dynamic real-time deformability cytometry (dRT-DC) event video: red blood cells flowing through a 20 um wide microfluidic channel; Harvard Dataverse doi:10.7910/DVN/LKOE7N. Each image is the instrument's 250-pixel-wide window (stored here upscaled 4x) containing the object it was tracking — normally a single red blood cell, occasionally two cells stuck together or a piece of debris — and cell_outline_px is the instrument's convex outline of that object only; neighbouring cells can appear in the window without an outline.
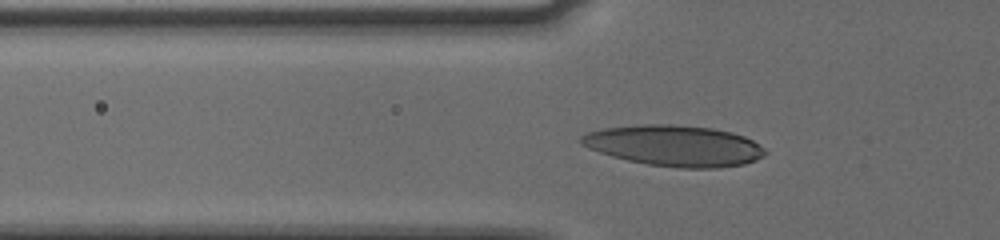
{"species": "human", "species_latin": "Homo sapiens", "temperature_condition": "cold", "stored_images_in_passage": 48, "camera_frame_rate_fps": 3000, "um_per_image_px": 0.085, "donor": {"sex": "male"}, "frame": {"image": 1, "passage_image": 18, "time_ms": 5.667, "image_size_px": [1000, 240], "cell_outline_px": [[768, 152], [764, 156], [756, 160], [744, 164], [716, 168], [680, 168], [648, 164], [628, 160], [612, 156], [588, 148], [580, 144], [580, 136], [588, 132], [604, 128], [640, 124], [676, 124], [712, 128], [732, 132], [744, 136], [760, 144]], "centroid_in_image_um": [57.34, 12.38], "position_along_channel_um": 68.5, "area_um2": 44.04}}
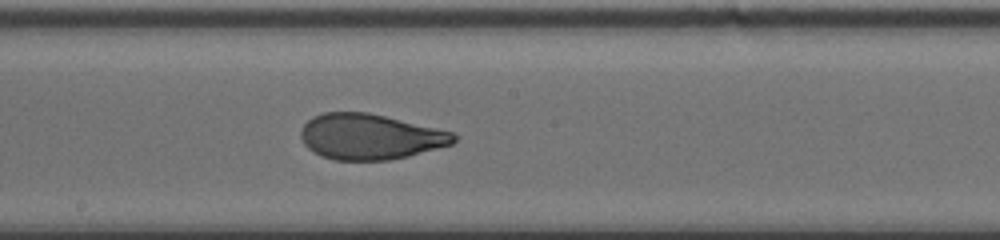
{"frame": {"image": 2, "passage_image": 30, "time_ms": 9.667, "image_size_px": [1000, 240], "cell_outline_px": [[456, 140], [452, 144], [408, 156], [388, 160], [332, 160], [320, 156], [312, 152], [304, 144], [300, 136], [300, 132], [304, 124], [312, 116], [324, 112], [368, 112], [436, 128], [452, 132], [456, 136]], "centroid_in_image_um": [31.4, 11.62], "position_along_channel_um": 216.8, "area_um2": 40.58}}
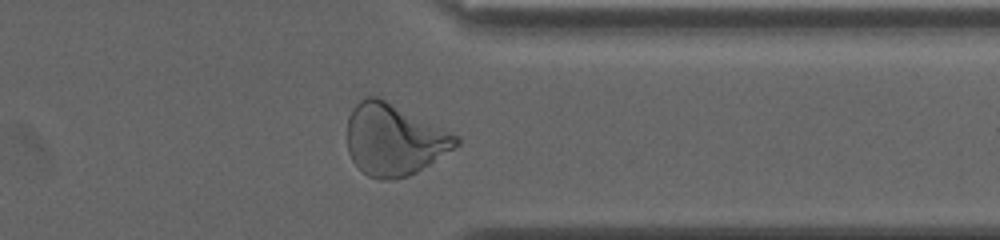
{"frame": {"image": 3, "passage_image": 43, "time_ms": 14.0, "image_size_px": [1000, 240], "cell_outline_px": [[460, 144], [416, 172], [408, 176], [392, 180], [380, 180], [368, 176], [352, 160], [348, 152], [348, 116], [352, 108], [364, 96], [376, 96], [460, 136]], "centroid_in_image_um": [33.48, 11.88], "position_along_channel_um": 377.9, "area_um2": 45.03}, "authors_computed_cell_mechanics": {"area_um2": 41.0669, "velocity_mm_per_s": 3.7632, "shape_relaxation_time_tau1_ms": 4.592, "shape_relaxation_time_tau2_ms": 1.023, "deformation_change_tau1": 0.1791, "deformation_change_tau2": 0.0674}}